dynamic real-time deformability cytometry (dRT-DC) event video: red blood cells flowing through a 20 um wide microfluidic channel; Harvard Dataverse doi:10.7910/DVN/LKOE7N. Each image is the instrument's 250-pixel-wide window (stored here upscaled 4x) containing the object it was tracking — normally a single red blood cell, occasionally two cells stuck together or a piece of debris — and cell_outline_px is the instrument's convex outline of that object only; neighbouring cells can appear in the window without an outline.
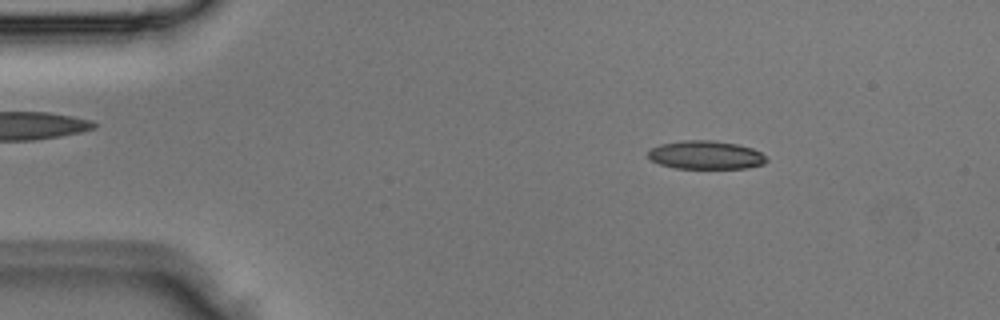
{"species": "Egyptian fruit bat (a non-hibernating species)", "species_latin": "Rousettus aegyptiacus", "temperature_condition": "room temperature", "stored_images_in_passage": 2, "camera_frame_rate_fps": 3000, "um_per_image_px": 0.085, "animal": {"sex": "male"}, "frame": {"image": 1, "passage_image": 1, "time_ms": 0.0, "image_size_px": [1000, 320], "cell_outline_px": [[768, 160], [764, 164], [748, 168], [676, 168], [660, 164], [652, 160], [648, 156], [648, 152], [652, 148], [660, 144], [684, 140], [712, 140], [736, 144], [752, 148], [760, 152]], "centroid_in_image_um": [60.0, 13.17], "position_along_channel_um": 25.0, "area_um2": 19.48}}